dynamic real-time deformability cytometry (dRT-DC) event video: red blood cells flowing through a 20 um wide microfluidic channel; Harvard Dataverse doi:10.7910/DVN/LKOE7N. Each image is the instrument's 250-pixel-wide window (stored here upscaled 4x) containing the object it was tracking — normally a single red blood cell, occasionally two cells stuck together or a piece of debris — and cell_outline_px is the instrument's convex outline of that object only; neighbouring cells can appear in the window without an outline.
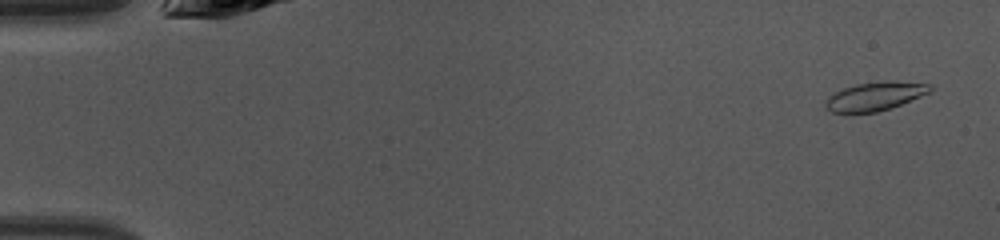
{"species": "common noctule bat (a hibernating species)", "species_latin": "Nyctalus noctula", "temperature_condition": "warm", "stored_images_in_passage": 47, "camera_frame_rate_fps": 3000, "um_per_image_px": 0.085, "animal": {"sex": "female", "body_mass_g": 10.0, "forearm_length_mm": 53.1}, "frame": {"image": 1, "passage_image": 3, "time_ms": 0.667, "image_size_px": [1000, 240], "cell_outline_px": [[932, 88], [928, 92], [920, 96], [900, 104], [876, 112], [832, 112], [824, 104], [828, 96], [844, 88], [856, 84], [884, 80], [896, 80], [932, 84]], "centroid_in_image_um": [74.39, 8.15], "position_along_channel_um": 10.6, "area_um2": 17.22}}
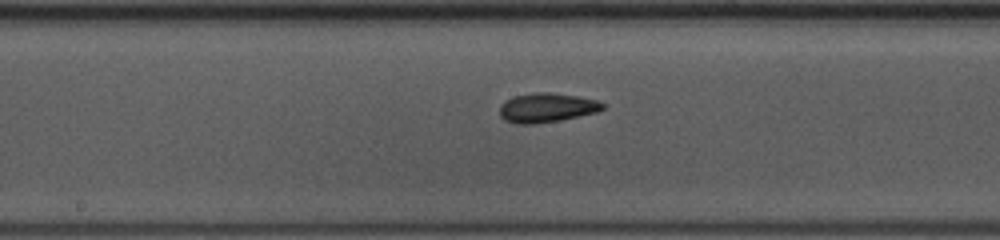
{"frame": {"image": 2, "passage_image": 25, "time_ms": 8.0, "image_size_px": [1000, 240], "cell_outline_px": [[604, 108], [596, 112], [560, 120], [532, 124], [516, 124], [504, 120], [500, 116], [500, 104], [504, 100], [512, 96], [532, 92], [548, 92], [576, 96], [596, 100], [604, 104]], "centroid_in_image_um": [46.4, 9.15], "position_along_channel_um": 201.8, "area_um2": 17.63}}
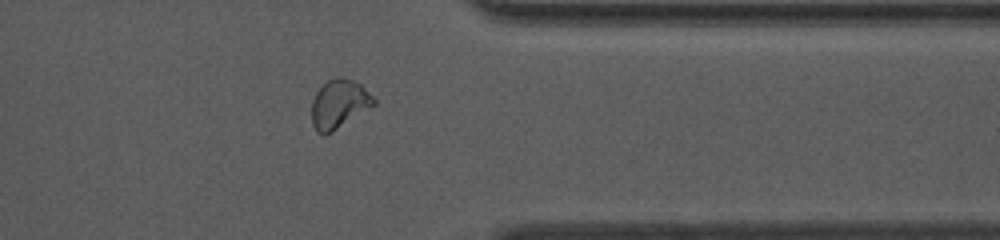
{"frame": {"image": 3, "passage_image": 38, "time_ms": 12.333, "image_size_px": [1000, 240], "cell_outline_px": [[376, 104], [332, 132], [324, 136], [316, 132], [312, 124], [312, 100], [316, 92], [328, 80], [336, 76], [340, 76], [352, 80], [360, 84], [376, 100]], "centroid_in_image_um": [28.8, 8.85], "position_along_channel_um": 382.6, "area_um2": 17.63}, "authors_computed_cell_mechanics": {"area_um2": 17.34, "velocity_mm_per_s": 4.3185, "shape_relaxation_time_tau1_ms": 3.0664, "shape_relaxation_time_tau2_ms": 1.8176, "deformation_change_tau1": 0.1013, "deformation_change_tau2": 0.0604}}